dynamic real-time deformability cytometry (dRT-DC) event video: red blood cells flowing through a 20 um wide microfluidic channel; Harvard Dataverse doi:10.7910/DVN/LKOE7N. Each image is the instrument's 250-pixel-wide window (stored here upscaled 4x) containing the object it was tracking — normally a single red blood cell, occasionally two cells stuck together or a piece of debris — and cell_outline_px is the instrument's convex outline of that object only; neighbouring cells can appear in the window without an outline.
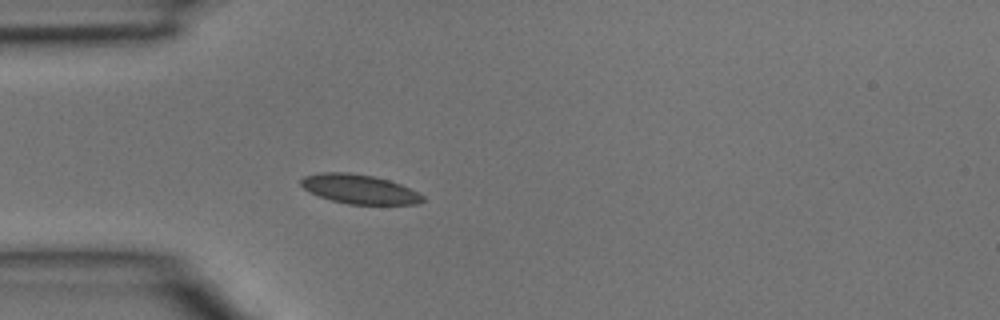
{"species": "common noctule bat (a hibernating species)", "species_latin": "Nyctalus noctula", "temperature_condition": "room temperature", "stored_images_in_passage": 3, "camera_frame_rate_fps": 3000, "um_per_image_px": 0.085, "animal": {"sex": "male", "body_mass_g": 15.6}, "frame": {"image": 1, "passage_image": 3, "time_ms": 0.667, "image_size_px": [1000, 320], "cell_outline_px": [[424, 200], [416, 204], [348, 204], [332, 200], [320, 196], [304, 188], [300, 184], [300, 180], [304, 176], [320, 172], [348, 172], [372, 176], [388, 180], [400, 184], [424, 196]], "centroid_in_image_um": [30.52, 16.07], "position_along_channel_um": 54.5, "area_um2": 20.46}}